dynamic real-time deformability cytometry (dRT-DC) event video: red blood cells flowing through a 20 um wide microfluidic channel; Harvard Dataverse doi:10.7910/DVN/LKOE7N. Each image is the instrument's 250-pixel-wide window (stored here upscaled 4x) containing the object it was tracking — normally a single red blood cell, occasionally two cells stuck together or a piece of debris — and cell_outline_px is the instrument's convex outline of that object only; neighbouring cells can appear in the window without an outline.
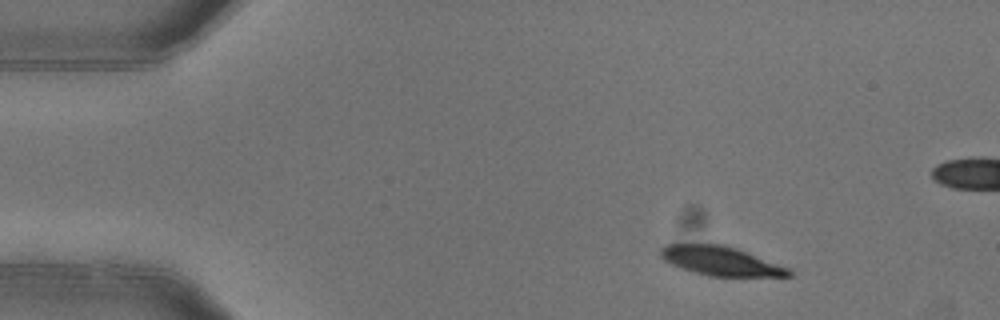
{"species": "common noctule bat (a hibernating species)", "species_latin": "Nyctalus noctula", "temperature_condition": "warm", "stored_images_in_passage": 4, "camera_frame_rate_fps": 3000, "um_per_image_px": 0.085, "animal": {"sex": "female"}, "frame": {"image": 1, "passage_image": 1, "time_ms": 0.0, "image_size_px": [1000, 320], "cell_outline_px": [[792, 276], [708, 276], [680, 268], [664, 260], [660, 256], [660, 248], [664, 244], [724, 244], [736, 248], [792, 268]], "centroid_in_image_um": [61.28, 22.18], "position_along_channel_um": 23.7, "area_um2": 21.91}}